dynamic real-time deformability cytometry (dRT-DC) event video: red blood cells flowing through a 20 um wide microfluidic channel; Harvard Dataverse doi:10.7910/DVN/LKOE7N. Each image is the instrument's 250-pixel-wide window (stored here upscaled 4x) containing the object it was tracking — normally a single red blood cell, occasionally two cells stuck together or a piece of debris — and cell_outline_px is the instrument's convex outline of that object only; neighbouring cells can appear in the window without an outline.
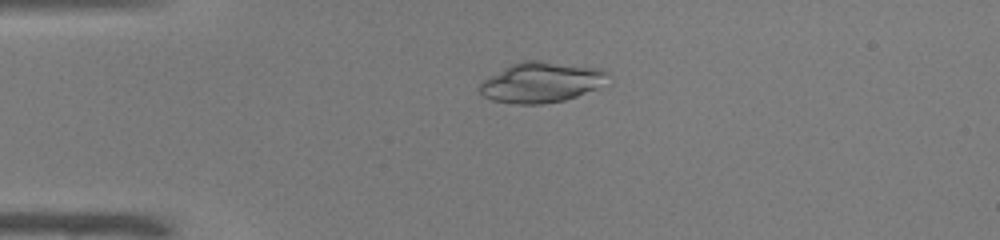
{"species": "common noctule bat (a hibernating species)", "species_latin": "Nyctalus noctula", "temperature_condition": "warm", "stored_images_in_passage": 50, "camera_frame_rate_fps": 3000, "um_per_image_px": 0.085, "animal": {"sex": "male", "body_mass_g": 19.0, "forearm_length_mm": 50.8}, "frame": {"image": 1, "passage_image": 12, "time_ms": 3.667, "image_size_px": [1000, 240], "cell_outline_px": [[608, 72], [600, 88], [564, 100], [544, 104], [516, 104], [492, 100], [484, 96], [476, 88], [484, 80], [504, 68], [520, 60], [540, 60], [604, 68]], "centroid_in_image_um": [46.01, 6.99], "position_along_channel_um": 39.0, "area_um2": 30.29}}
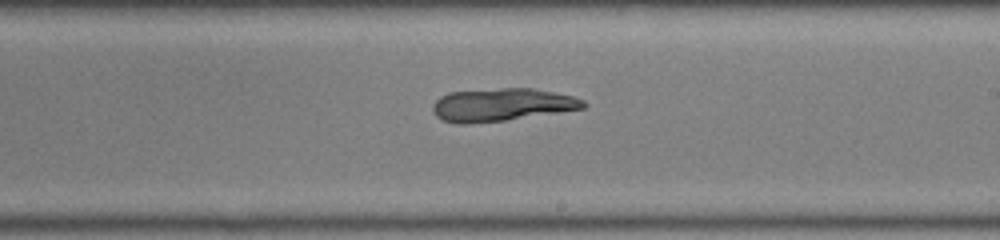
{"frame": {"image": 2, "passage_image": 30, "time_ms": 9.667, "image_size_px": [1000, 240], "cell_outline_px": [[588, 104], [584, 108], [504, 120], [468, 124], [456, 124], [440, 120], [432, 112], [432, 104], [440, 96], [448, 92], [500, 88], [532, 88], [572, 96], [584, 100]], "centroid_in_image_um": [42.58, 8.9], "position_along_channel_um": 246.4, "area_um2": 28.84}}
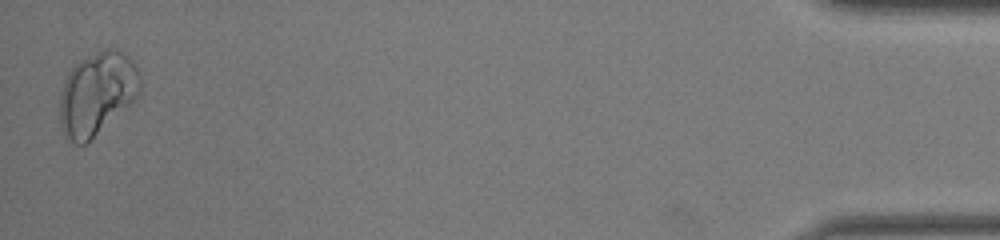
{"frame": {"image": 3, "passage_image": 50, "time_ms": 16.333, "image_size_px": [1000, 240], "cell_outline_px": [[140, 92], [132, 104], [88, 144], [76, 144], [64, 132], [60, 124], [60, 96], [64, 80], [68, 72], [80, 60], [104, 48], [112, 48], [124, 52], [132, 60], [140, 72]], "centroid_in_image_um": [8.28, 7.96], "position_along_channel_um": 426.9, "area_um2": 39.25}}